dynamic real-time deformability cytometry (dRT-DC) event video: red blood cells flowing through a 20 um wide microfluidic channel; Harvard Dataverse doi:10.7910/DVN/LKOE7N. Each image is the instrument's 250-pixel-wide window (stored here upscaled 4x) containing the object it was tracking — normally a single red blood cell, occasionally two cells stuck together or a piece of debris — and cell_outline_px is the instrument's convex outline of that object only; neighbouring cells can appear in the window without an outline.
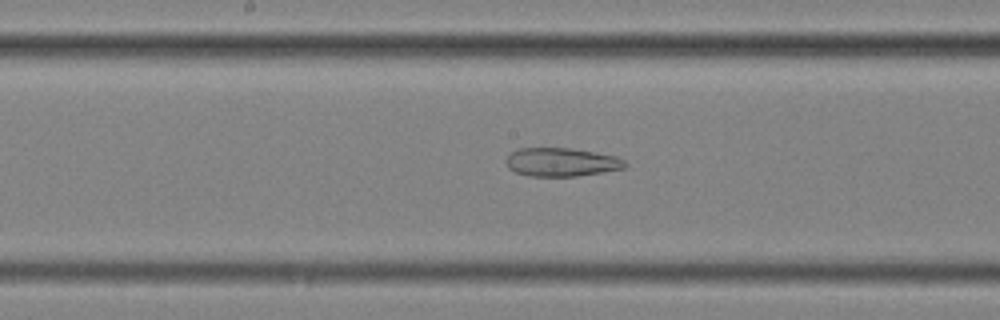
{"species": "common noctule bat (a hibernating species)", "species_latin": "Nyctalus noctula", "temperature_condition": "cold", "stored_images_in_passage": 45, "camera_frame_rate_fps": 3000, "um_per_image_px": 0.085, "animal": {"sex": "female", "body_mass_g": 25.1}, "frame": {"image": 1, "passage_image": 19, "time_ms": 6.0, "image_size_px": [1000, 320], "cell_outline_px": [[628, 164], [624, 168], [576, 176], [528, 176], [516, 172], [508, 168], [504, 160], [512, 152], [520, 148], [572, 148], [616, 156], [624, 160]], "centroid_in_image_um": [47.7, 13.78], "position_along_channel_um": 200.5, "area_um2": 19.71}}
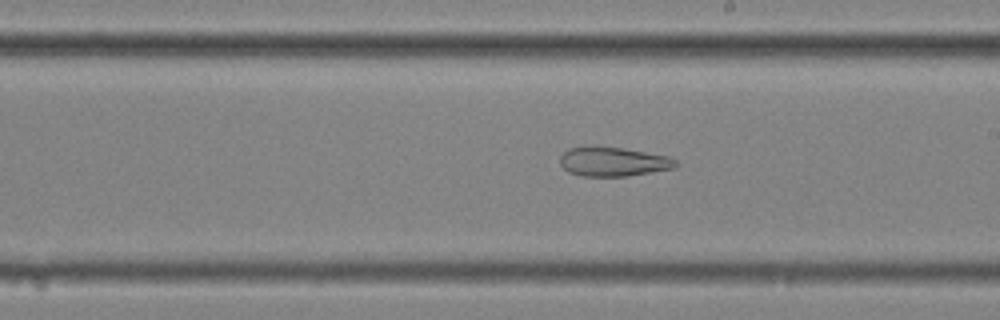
{"frame": {"image": 2, "passage_image": 22, "time_ms": 7.0, "image_size_px": [1000, 320], "cell_outline_px": [[680, 164], [676, 168], [624, 176], [580, 176], [568, 172], [560, 164], [560, 156], [568, 148], [596, 144], [624, 148], [668, 156], [676, 160]], "centroid_in_image_um": [52.1, 13.71], "position_along_channel_um": 236.9, "area_um2": 20.17}}
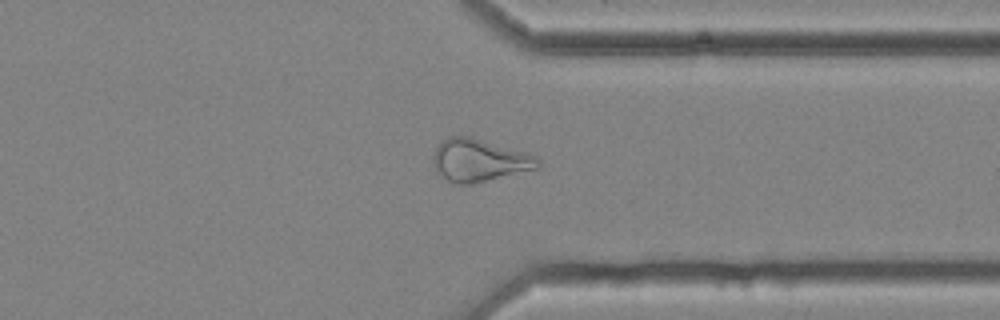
{"frame": {"image": 3, "passage_image": 33, "time_ms": 10.667, "image_size_px": [1000, 320], "cell_outline_px": [[540, 168], [472, 184], [456, 184], [448, 180], [436, 172], [432, 160], [432, 156], [440, 140], [448, 136], [472, 136], [524, 152], [536, 156], [540, 160]], "centroid_in_image_um": [40.71, 13.62], "position_along_channel_um": 370.7, "area_um2": 26.18}, "authors_computed_cell_mechanics": {"area_um2": 26.9926, "velocity_mm_per_s": 3.6491, "shape_relaxation_time_tau1_ms": null, "shape_relaxation_time_tau2_ms": 3.2078, "deformation_change_tau1": null, "deformation_change_tau2": 0.1217}}